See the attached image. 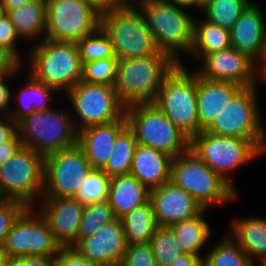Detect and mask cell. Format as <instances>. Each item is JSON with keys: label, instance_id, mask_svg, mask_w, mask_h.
Here are the masks:
<instances>
[{"label": "cell", "instance_id": "4dcf8cb0", "mask_svg": "<svg viewBox=\"0 0 266 266\" xmlns=\"http://www.w3.org/2000/svg\"><path fill=\"white\" fill-rule=\"evenodd\" d=\"M137 145L134 132L127 126L115 140L108 162L102 170L110 178L130 174Z\"/></svg>", "mask_w": 266, "mask_h": 266}, {"label": "cell", "instance_id": "7bdbcfd3", "mask_svg": "<svg viewBox=\"0 0 266 266\" xmlns=\"http://www.w3.org/2000/svg\"><path fill=\"white\" fill-rule=\"evenodd\" d=\"M25 66L22 64L12 73H7L5 75L0 76V116H8L9 107H10V98H11V90L13 85H10L12 80L18 77ZM18 75V76H17ZM11 81V82H10ZM10 82V83H9Z\"/></svg>", "mask_w": 266, "mask_h": 266}, {"label": "cell", "instance_id": "9f6ffc18", "mask_svg": "<svg viewBox=\"0 0 266 266\" xmlns=\"http://www.w3.org/2000/svg\"><path fill=\"white\" fill-rule=\"evenodd\" d=\"M7 13L5 11V7L3 6V4L1 3L0 0V18H2L3 16H5Z\"/></svg>", "mask_w": 266, "mask_h": 266}, {"label": "cell", "instance_id": "9c48e42d", "mask_svg": "<svg viewBox=\"0 0 266 266\" xmlns=\"http://www.w3.org/2000/svg\"><path fill=\"white\" fill-rule=\"evenodd\" d=\"M125 116L138 144L173 158L190 148V139L154 103L130 105Z\"/></svg>", "mask_w": 266, "mask_h": 266}, {"label": "cell", "instance_id": "816d5d0a", "mask_svg": "<svg viewBox=\"0 0 266 266\" xmlns=\"http://www.w3.org/2000/svg\"><path fill=\"white\" fill-rule=\"evenodd\" d=\"M33 0H1V3L5 7L6 13L9 11L19 8Z\"/></svg>", "mask_w": 266, "mask_h": 266}, {"label": "cell", "instance_id": "f546056e", "mask_svg": "<svg viewBox=\"0 0 266 266\" xmlns=\"http://www.w3.org/2000/svg\"><path fill=\"white\" fill-rule=\"evenodd\" d=\"M120 219L128 246L150 243L152 235L158 227L150 200L126 213Z\"/></svg>", "mask_w": 266, "mask_h": 266}, {"label": "cell", "instance_id": "d6986e66", "mask_svg": "<svg viewBox=\"0 0 266 266\" xmlns=\"http://www.w3.org/2000/svg\"><path fill=\"white\" fill-rule=\"evenodd\" d=\"M61 247H74L84 205L74 197L41 198L34 207Z\"/></svg>", "mask_w": 266, "mask_h": 266}, {"label": "cell", "instance_id": "5b68a950", "mask_svg": "<svg viewBox=\"0 0 266 266\" xmlns=\"http://www.w3.org/2000/svg\"><path fill=\"white\" fill-rule=\"evenodd\" d=\"M100 27L111 40L118 59L148 57L159 52L143 13L131 0L101 11Z\"/></svg>", "mask_w": 266, "mask_h": 266}, {"label": "cell", "instance_id": "5bb4252c", "mask_svg": "<svg viewBox=\"0 0 266 266\" xmlns=\"http://www.w3.org/2000/svg\"><path fill=\"white\" fill-rule=\"evenodd\" d=\"M92 169L78 144L45 156L41 198L74 197Z\"/></svg>", "mask_w": 266, "mask_h": 266}, {"label": "cell", "instance_id": "ffe728a7", "mask_svg": "<svg viewBox=\"0 0 266 266\" xmlns=\"http://www.w3.org/2000/svg\"><path fill=\"white\" fill-rule=\"evenodd\" d=\"M150 201L156 223L163 227L194 218L204 210L189 193L171 181L150 190Z\"/></svg>", "mask_w": 266, "mask_h": 266}, {"label": "cell", "instance_id": "44dd1931", "mask_svg": "<svg viewBox=\"0 0 266 266\" xmlns=\"http://www.w3.org/2000/svg\"><path fill=\"white\" fill-rule=\"evenodd\" d=\"M128 126L125 114L118 120L100 125H91L78 131L77 144L93 169L102 170L118 135Z\"/></svg>", "mask_w": 266, "mask_h": 266}, {"label": "cell", "instance_id": "603a6c76", "mask_svg": "<svg viewBox=\"0 0 266 266\" xmlns=\"http://www.w3.org/2000/svg\"><path fill=\"white\" fill-rule=\"evenodd\" d=\"M25 74V80L22 81L24 82V85L22 84L21 88H14L16 91L19 90L15 93L17 95L14 94V92H16L14 89L11 90L10 104L15 105H10L8 116L16 123L35 111H43L53 108L55 105L54 100L57 98L56 95L60 97L62 95L63 97V94L59 95L60 92L57 89L36 80L29 72H26Z\"/></svg>", "mask_w": 266, "mask_h": 266}, {"label": "cell", "instance_id": "6da1fadb", "mask_svg": "<svg viewBox=\"0 0 266 266\" xmlns=\"http://www.w3.org/2000/svg\"><path fill=\"white\" fill-rule=\"evenodd\" d=\"M26 48L22 65L36 80L63 95L81 81L83 64L76 42L43 39Z\"/></svg>", "mask_w": 266, "mask_h": 266}, {"label": "cell", "instance_id": "ba28073f", "mask_svg": "<svg viewBox=\"0 0 266 266\" xmlns=\"http://www.w3.org/2000/svg\"><path fill=\"white\" fill-rule=\"evenodd\" d=\"M68 107L35 111L17 123L23 146L44 157L77 144L76 130Z\"/></svg>", "mask_w": 266, "mask_h": 266}, {"label": "cell", "instance_id": "7dc6e473", "mask_svg": "<svg viewBox=\"0 0 266 266\" xmlns=\"http://www.w3.org/2000/svg\"><path fill=\"white\" fill-rule=\"evenodd\" d=\"M24 266H53L55 256H27L19 258Z\"/></svg>", "mask_w": 266, "mask_h": 266}, {"label": "cell", "instance_id": "484cf974", "mask_svg": "<svg viewBox=\"0 0 266 266\" xmlns=\"http://www.w3.org/2000/svg\"><path fill=\"white\" fill-rule=\"evenodd\" d=\"M150 200V190L131 174L112 177L108 193V203L116 218L139 207Z\"/></svg>", "mask_w": 266, "mask_h": 266}, {"label": "cell", "instance_id": "ab89813d", "mask_svg": "<svg viewBox=\"0 0 266 266\" xmlns=\"http://www.w3.org/2000/svg\"><path fill=\"white\" fill-rule=\"evenodd\" d=\"M19 43L23 42L18 36L9 15L6 14L0 18V45L9 50L23 64L26 57L21 53L23 50L20 49V45L22 46V44Z\"/></svg>", "mask_w": 266, "mask_h": 266}, {"label": "cell", "instance_id": "4316f807", "mask_svg": "<svg viewBox=\"0 0 266 266\" xmlns=\"http://www.w3.org/2000/svg\"><path fill=\"white\" fill-rule=\"evenodd\" d=\"M20 39L33 45L44 39L47 27L46 0H33L7 13Z\"/></svg>", "mask_w": 266, "mask_h": 266}, {"label": "cell", "instance_id": "f907efd6", "mask_svg": "<svg viewBox=\"0 0 266 266\" xmlns=\"http://www.w3.org/2000/svg\"><path fill=\"white\" fill-rule=\"evenodd\" d=\"M165 1H167L169 4L188 10L190 12L197 10L195 14L198 13V0H165Z\"/></svg>", "mask_w": 266, "mask_h": 266}, {"label": "cell", "instance_id": "6f0895ef", "mask_svg": "<svg viewBox=\"0 0 266 266\" xmlns=\"http://www.w3.org/2000/svg\"><path fill=\"white\" fill-rule=\"evenodd\" d=\"M262 80L266 83V66L262 69Z\"/></svg>", "mask_w": 266, "mask_h": 266}, {"label": "cell", "instance_id": "7402d4cb", "mask_svg": "<svg viewBox=\"0 0 266 266\" xmlns=\"http://www.w3.org/2000/svg\"><path fill=\"white\" fill-rule=\"evenodd\" d=\"M241 89L242 87L235 83L206 79L197 73L199 133L211 125Z\"/></svg>", "mask_w": 266, "mask_h": 266}, {"label": "cell", "instance_id": "836d02e7", "mask_svg": "<svg viewBox=\"0 0 266 266\" xmlns=\"http://www.w3.org/2000/svg\"><path fill=\"white\" fill-rule=\"evenodd\" d=\"M115 219L116 217L107 200L85 205L79 223L76 244Z\"/></svg>", "mask_w": 266, "mask_h": 266}, {"label": "cell", "instance_id": "1f68e13d", "mask_svg": "<svg viewBox=\"0 0 266 266\" xmlns=\"http://www.w3.org/2000/svg\"><path fill=\"white\" fill-rule=\"evenodd\" d=\"M223 236L205 254L204 266H256L227 233Z\"/></svg>", "mask_w": 266, "mask_h": 266}, {"label": "cell", "instance_id": "8d00e7d4", "mask_svg": "<svg viewBox=\"0 0 266 266\" xmlns=\"http://www.w3.org/2000/svg\"><path fill=\"white\" fill-rule=\"evenodd\" d=\"M150 245L157 266H168L170 262L184 254L170 227L158 226L152 235Z\"/></svg>", "mask_w": 266, "mask_h": 266}, {"label": "cell", "instance_id": "3957f363", "mask_svg": "<svg viewBox=\"0 0 266 266\" xmlns=\"http://www.w3.org/2000/svg\"><path fill=\"white\" fill-rule=\"evenodd\" d=\"M177 63L166 53L140 58L118 59L115 90L126 108L153 103L164 78Z\"/></svg>", "mask_w": 266, "mask_h": 266}, {"label": "cell", "instance_id": "d4e9b609", "mask_svg": "<svg viewBox=\"0 0 266 266\" xmlns=\"http://www.w3.org/2000/svg\"><path fill=\"white\" fill-rule=\"evenodd\" d=\"M172 159L173 157L164 152L138 144L130 174L143 186L152 190L170 182Z\"/></svg>", "mask_w": 266, "mask_h": 266}, {"label": "cell", "instance_id": "83f0119b", "mask_svg": "<svg viewBox=\"0 0 266 266\" xmlns=\"http://www.w3.org/2000/svg\"><path fill=\"white\" fill-rule=\"evenodd\" d=\"M208 211V209H204L196 217L170 226L182 251L201 259H204L205 255L201 252L210 243L209 240L214 233L210 221L205 217Z\"/></svg>", "mask_w": 266, "mask_h": 266}, {"label": "cell", "instance_id": "8fae6325", "mask_svg": "<svg viewBox=\"0 0 266 266\" xmlns=\"http://www.w3.org/2000/svg\"><path fill=\"white\" fill-rule=\"evenodd\" d=\"M64 96L77 131L91 126L108 124L125 114L114 86L78 82ZM69 101V102H68Z\"/></svg>", "mask_w": 266, "mask_h": 266}, {"label": "cell", "instance_id": "db71d44e", "mask_svg": "<svg viewBox=\"0 0 266 266\" xmlns=\"http://www.w3.org/2000/svg\"><path fill=\"white\" fill-rule=\"evenodd\" d=\"M5 266H24L19 258H9Z\"/></svg>", "mask_w": 266, "mask_h": 266}, {"label": "cell", "instance_id": "f35d334b", "mask_svg": "<svg viewBox=\"0 0 266 266\" xmlns=\"http://www.w3.org/2000/svg\"><path fill=\"white\" fill-rule=\"evenodd\" d=\"M27 208L24 203L16 200L0 201V246H3L13 224Z\"/></svg>", "mask_w": 266, "mask_h": 266}, {"label": "cell", "instance_id": "52a82bcc", "mask_svg": "<svg viewBox=\"0 0 266 266\" xmlns=\"http://www.w3.org/2000/svg\"><path fill=\"white\" fill-rule=\"evenodd\" d=\"M187 66L183 61L174 67L153 103L191 140L199 133L197 72Z\"/></svg>", "mask_w": 266, "mask_h": 266}, {"label": "cell", "instance_id": "b9f144b4", "mask_svg": "<svg viewBox=\"0 0 266 266\" xmlns=\"http://www.w3.org/2000/svg\"><path fill=\"white\" fill-rule=\"evenodd\" d=\"M53 266H98L81 255L73 247H61L55 256Z\"/></svg>", "mask_w": 266, "mask_h": 266}, {"label": "cell", "instance_id": "277c9868", "mask_svg": "<svg viewBox=\"0 0 266 266\" xmlns=\"http://www.w3.org/2000/svg\"><path fill=\"white\" fill-rule=\"evenodd\" d=\"M190 149L239 194L233 173L265 156L266 140L224 137L202 130L190 140Z\"/></svg>", "mask_w": 266, "mask_h": 266}, {"label": "cell", "instance_id": "ee69618b", "mask_svg": "<svg viewBox=\"0 0 266 266\" xmlns=\"http://www.w3.org/2000/svg\"><path fill=\"white\" fill-rule=\"evenodd\" d=\"M22 63L5 47L0 45V76L15 71Z\"/></svg>", "mask_w": 266, "mask_h": 266}, {"label": "cell", "instance_id": "4fadbf2b", "mask_svg": "<svg viewBox=\"0 0 266 266\" xmlns=\"http://www.w3.org/2000/svg\"><path fill=\"white\" fill-rule=\"evenodd\" d=\"M44 39L76 42L100 26V10L87 0H46Z\"/></svg>", "mask_w": 266, "mask_h": 266}, {"label": "cell", "instance_id": "7c38bea8", "mask_svg": "<svg viewBox=\"0 0 266 266\" xmlns=\"http://www.w3.org/2000/svg\"><path fill=\"white\" fill-rule=\"evenodd\" d=\"M257 87L242 88L205 131L224 137L266 140Z\"/></svg>", "mask_w": 266, "mask_h": 266}, {"label": "cell", "instance_id": "2e32d148", "mask_svg": "<svg viewBox=\"0 0 266 266\" xmlns=\"http://www.w3.org/2000/svg\"><path fill=\"white\" fill-rule=\"evenodd\" d=\"M197 65L194 70L206 79L232 82L242 88L263 83L262 69L246 54L233 47L210 53Z\"/></svg>", "mask_w": 266, "mask_h": 266}, {"label": "cell", "instance_id": "30bf717a", "mask_svg": "<svg viewBox=\"0 0 266 266\" xmlns=\"http://www.w3.org/2000/svg\"><path fill=\"white\" fill-rule=\"evenodd\" d=\"M44 159L42 154L22 146L3 163L0 166L1 198L35 207L44 189Z\"/></svg>", "mask_w": 266, "mask_h": 266}, {"label": "cell", "instance_id": "60d3db41", "mask_svg": "<svg viewBox=\"0 0 266 266\" xmlns=\"http://www.w3.org/2000/svg\"><path fill=\"white\" fill-rule=\"evenodd\" d=\"M120 266H157L150 243L127 246Z\"/></svg>", "mask_w": 266, "mask_h": 266}, {"label": "cell", "instance_id": "f5cc1de1", "mask_svg": "<svg viewBox=\"0 0 266 266\" xmlns=\"http://www.w3.org/2000/svg\"><path fill=\"white\" fill-rule=\"evenodd\" d=\"M9 256L3 246H0V266H5Z\"/></svg>", "mask_w": 266, "mask_h": 266}, {"label": "cell", "instance_id": "7a4b0ae2", "mask_svg": "<svg viewBox=\"0 0 266 266\" xmlns=\"http://www.w3.org/2000/svg\"><path fill=\"white\" fill-rule=\"evenodd\" d=\"M143 13L160 52L168 54L177 64L183 62L193 45L195 15L165 0H131Z\"/></svg>", "mask_w": 266, "mask_h": 266}, {"label": "cell", "instance_id": "f1b7e54d", "mask_svg": "<svg viewBox=\"0 0 266 266\" xmlns=\"http://www.w3.org/2000/svg\"><path fill=\"white\" fill-rule=\"evenodd\" d=\"M194 18L193 45L188 57L195 67L206 55L231 48L230 31L203 18Z\"/></svg>", "mask_w": 266, "mask_h": 266}, {"label": "cell", "instance_id": "d590c367", "mask_svg": "<svg viewBox=\"0 0 266 266\" xmlns=\"http://www.w3.org/2000/svg\"><path fill=\"white\" fill-rule=\"evenodd\" d=\"M82 64L95 60L116 57L111 40L99 26L94 32L76 41Z\"/></svg>", "mask_w": 266, "mask_h": 266}, {"label": "cell", "instance_id": "9a60e30c", "mask_svg": "<svg viewBox=\"0 0 266 266\" xmlns=\"http://www.w3.org/2000/svg\"><path fill=\"white\" fill-rule=\"evenodd\" d=\"M3 248L9 258H21L56 256L61 246L41 214L34 207H28L8 232Z\"/></svg>", "mask_w": 266, "mask_h": 266}, {"label": "cell", "instance_id": "bcb514c9", "mask_svg": "<svg viewBox=\"0 0 266 266\" xmlns=\"http://www.w3.org/2000/svg\"><path fill=\"white\" fill-rule=\"evenodd\" d=\"M17 133V123L9 116L0 117V144L10 140Z\"/></svg>", "mask_w": 266, "mask_h": 266}, {"label": "cell", "instance_id": "cb8c5ba5", "mask_svg": "<svg viewBox=\"0 0 266 266\" xmlns=\"http://www.w3.org/2000/svg\"><path fill=\"white\" fill-rule=\"evenodd\" d=\"M226 233L257 266L266 263V218L235 216L230 220ZM258 262V263H257Z\"/></svg>", "mask_w": 266, "mask_h": 266}, {"label": "cell", "instance_id": "f6af8a7d", "mask_svg": "<svg viewBox=\"0 0 266 266\" xmlns=\"http://www.w3.org/2000/svg\"><path fill=\"white\" fill-rule=\"evenodd\" d=\"M23 146L18 133H16L10 140L0 144V166L14 156L18 150Z\"/></svg>", "mask_w": 266, "mask_h": 266}, {"label": "cell", "instance_id": "8992f818", "mask_svg": "<svg viewBox=\"0 0 266 266\" xmlns=\"http://www.w3.org/2000/svg\"><path fill=\"white\" fill-rule=\"evenodd\" d=\"M170 181L204 209L237 203L239 195L190 148L172 159Z\"/></svg>", "mask_w": 266, "mask_h": 266}, {"label": "cell", "instance_id": "11a10c76", "mask_svg": "<svg viewBox=\"0 0 266 266\" xmlns=\"http://www.w3.org/2000/svg\"><path fill=\"white\" fill-rule=\"evenodd\" d=\"M213 0H198V14L202 12L203 7H205L208 3Z\"/></svg>", "mask_w": 266, "mask_h": 266}, {"label": "cell", "instance_id": "c3c4849f", "mask_svg": "<svg viewBox=\"0 0 266 266\" xmlns=\"http://www.w3.org/2000/svg\"><path fill=\"white\" fill-rule=\"evenodd\" d=\"M203 259L184 253L180 255L176 260H173L168 266H202Z\"/></svg>", "mask_w": 266, "mask_h": 266}, {"label": "cell", "instance_id": "e575fe53", "mask_svg": "<svg viewBox=\"0 0 266 266\" xmlns=\"http://www.w3.org/2000/svg\"><path fill=\"white\" fill-rule=\"evenodd\" d=\"M110 177L99 169H92L74 196L82 205L94 204L108 199Z\"/></svg>", "mask_w": 266, "mask_h": 266}, {"label": "cell", "instance_id": "74e56055", "mask_svg": "<svg viewBox=\"0 0 266 266\" xmlns=\"http://www.w3.org/2000/svg\"><path fill=\"white\" fill-rule=\"evenodd\" d=\"M117 63V57L85 62L82 67L81 81L115 87Z\"/></svg>", "mask_w": 266, "mask_h": 266}, {"label": "cell", "instance_id": "ac0fdd59", "mask_svg": "<svg viewBox=\"0 0 266 266\" xmlns=\"http://www.w3.org/2000/svg\"><path fill=\"white\" fill-rule=\"evenodd\" d=\"M127 246L122 220L116 218L73 248L98 266H120Z\"/></svg>", "mask_w": 266, "mask_h": 266}, {"label": "cell", "instance_id": "d6a6232c", "mask_svg": "<svg viewBox=\"0 0 266 266\" xmlns=\"http://www.w3.org/2000/svg\"><path fill=\"white\" fill-rule=\"evenodd\" d=\"M253 0H213L203 7L201 16L210 23L231 30L242 12Z\"/></svg>", "mask_w": 266, "mask_h": 266}, {"label": "cell", "instance_id": "681fc988", "mask_svg": "<svg viewBox=\"0 0 266 266\" xmlns=\"http://www.w3.org/2000/svg\"><path fill=\"white\" fill-rule=\"evenodd\" d=\"M92 3L98 10H108L114 7H119L129 0H87Z\"/></svg>", "mask_w": 266, "mask_h": 266}, {"label": "cell", "instance_id": "e0dca14e", "mask_svg": "<svg viewBox=\"0 0 266 266\" xmlns=\"http://www.w3.org/2000/svg\"><path fill=\"white\" fill-rule=\"evenodd\" d=\"M254 0L230 30L231 46L246 54L261 69L266 66V15Z\"/></svg>", "mask_w": 266, "mask_h": 266}]
</instances>
